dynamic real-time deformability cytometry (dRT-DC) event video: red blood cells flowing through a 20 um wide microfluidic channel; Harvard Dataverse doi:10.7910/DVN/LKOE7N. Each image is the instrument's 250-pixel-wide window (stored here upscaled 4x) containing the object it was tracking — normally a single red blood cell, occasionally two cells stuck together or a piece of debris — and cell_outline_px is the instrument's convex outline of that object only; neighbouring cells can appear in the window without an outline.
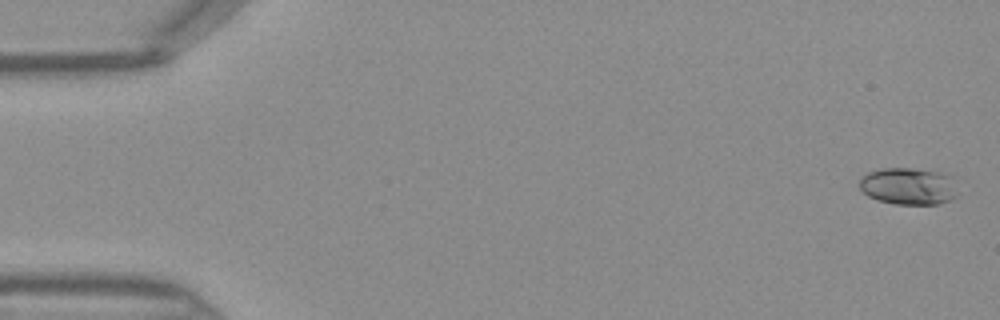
{"species": "Egyptian fruit bat (a non-hibernating species)", "species_latin": "Rousettus aegyptiacus", "temperature_condition": "warm", "stored_images_in_passage": 46, "camera_frame_rate_fps": 3000, "um_per_image_px": 0.085, "frame": {"image": 1, "passage_image": 1, "time_ms": 0.0, "image_size_px": [1000, 320], "cell_outline_px": [[956, 196], [952, 200], [936, 204], [896, 204], [876, 200], [868, 196], [860, 188], [860, 180], [868, 172], [880, 168], [912, 168], [936, 172], [944, 176]], "centroid_in_image_um": [77.08, 15.84], "position_along_channel_um": 7.9, "area_um2": 20.35}}
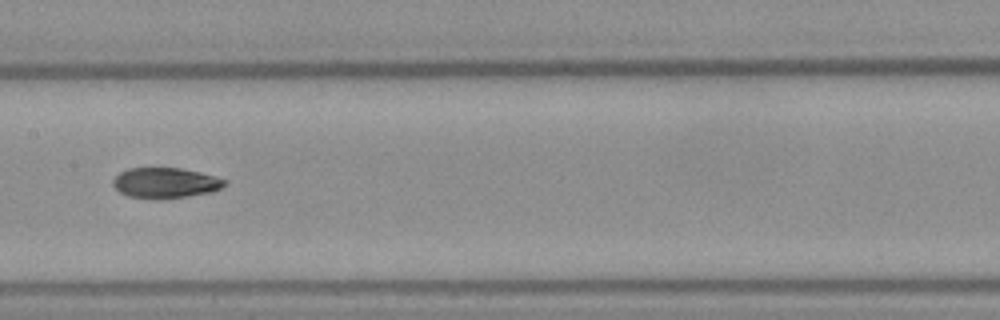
{"frame": {"image": 2, "passage_image": 23, "time_ms": 7.333, "image_size_px": [1000, 320], "cell_outline_px": [[228, 184], [212, 192], [188, 196], [128, 196], [120, 192], [112, 184], [112, 180], [120, 172], [128, 168], [180, 168], [200, 172], [216, 176], [228, 180]], "centroid_in_image_um": [14.11, 15.49], "position_along_channel_um": 193.3, "area_um2": 19.19}}
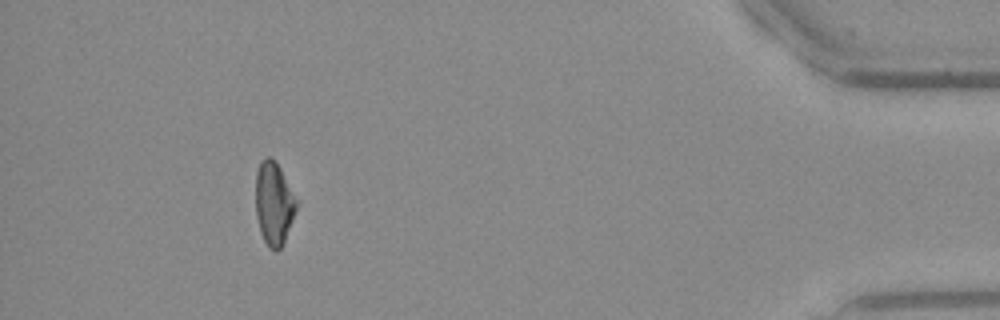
{"frame": {"image": 3, "passage_image": 42, "time_ms": 13.667, "image_size_px": [1000, 320], "cell_outline_px": [[300, 200], [284, 240], [280, 248], [276, 252], [268, 248], [260, 232], [256, 216], [256, 172], [260, 164], [268, 156], [280, 168]], "centroid_in_image_um": [23.3, 17.32], "position_along_channel_um": 411.9, "area_um2": 19.77}}